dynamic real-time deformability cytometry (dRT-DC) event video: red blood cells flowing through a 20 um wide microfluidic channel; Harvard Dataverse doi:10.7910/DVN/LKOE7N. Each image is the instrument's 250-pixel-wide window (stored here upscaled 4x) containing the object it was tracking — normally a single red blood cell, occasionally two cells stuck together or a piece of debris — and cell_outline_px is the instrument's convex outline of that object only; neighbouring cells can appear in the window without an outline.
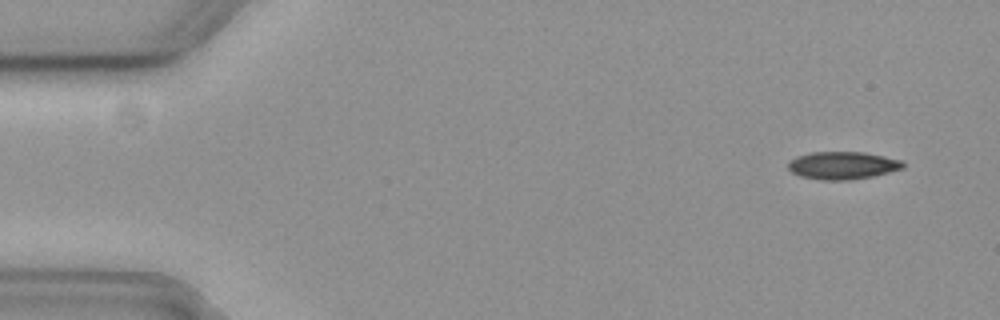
{"species": "common noctule bat (a hibernating species)", "species_latin": "Nyctalus noctula", "temperature_condition": "cold", "stored_images_in_passage": 5, "camera_frame_rate_fps": 3000, "um_per_image_px": 0.085, "animal": {"sex": "female", "body_mass_g": 19.3, "forearm_length_mm": 54.1}, "frame": {"image": 1, "passage_image": 1, "time_ms": 0.0, "image_size_px": [1000, 320], "cell_outline_px": [[904, 168], [872, 176], [848, 180], [820, 180], [800, 176], [792, 172], [788, 168], [788, 164], [796, 156], [812, 152], [864, 152], [904, 160]], "centroid_in_image_um": [71.64, 14.06], "position_along_channel_um": 13.4, "area_um2": 18.5}}
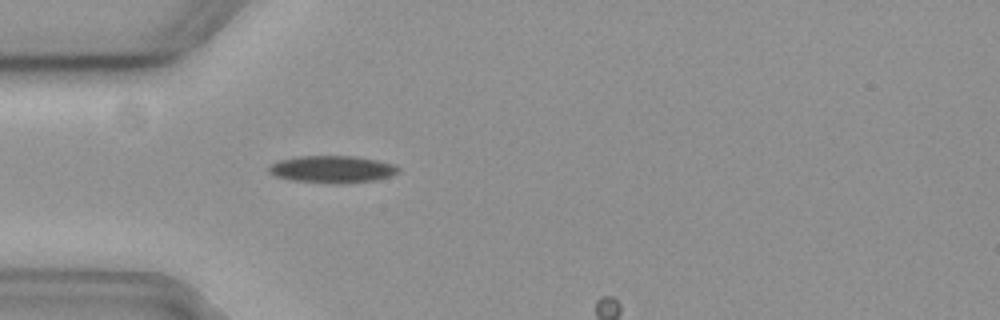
{"frame": {"image": 2, "passage_image": 4, "time_ms": 1.0, "image_size_px": [1000, 320], "cell_outline_px": [[400, 172], [388, 176], [372, 180], [340, 184], [332, 184], [292, 180], [276, 176], [268, 172], [268, 168], [272, 164], [280, 160], [300, 156], [356, 156], [396, 164], [400, 168]], "centroid_in_image_um": [28.26, 14.39], "position_along_channel_um": 56.7, "area_um2": 20.46}}